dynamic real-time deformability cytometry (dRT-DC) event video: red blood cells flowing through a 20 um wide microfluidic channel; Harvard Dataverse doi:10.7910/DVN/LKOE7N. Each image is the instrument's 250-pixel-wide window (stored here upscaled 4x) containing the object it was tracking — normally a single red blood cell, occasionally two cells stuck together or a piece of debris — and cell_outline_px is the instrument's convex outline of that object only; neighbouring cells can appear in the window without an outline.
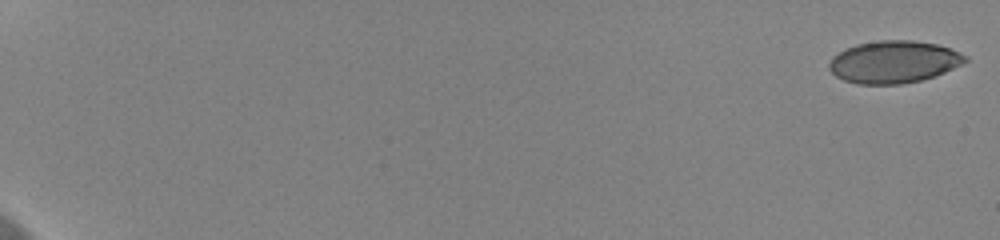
{"species": "human", "species_latin": "Homo sapiens", "temperature_condition": "cold", "stored_images_in_passage": 34, "camera_frame_rate_fps": 3000, "um_per_image_px": 0.085, "donor": {"sex": "female"}, "frame": {"image": 1, "passage_image": 1, "time_ms": 0.0, "image_size_px": [1000, 240], "cell_outline_px": [[968, 60], [944, 72], [920, 80], [900, 84], [860, 84], [844, 80], [836, 76], [828, 68], [828, 64], [832, 56], [856, 44], [880, 40], [912, 40], [936, 44], [948, 48], [968, 56]], "centroid_in_image_um": [75.94, 5.26], "position_along_channel_um": 9.1, "area_um2": 33.18}}
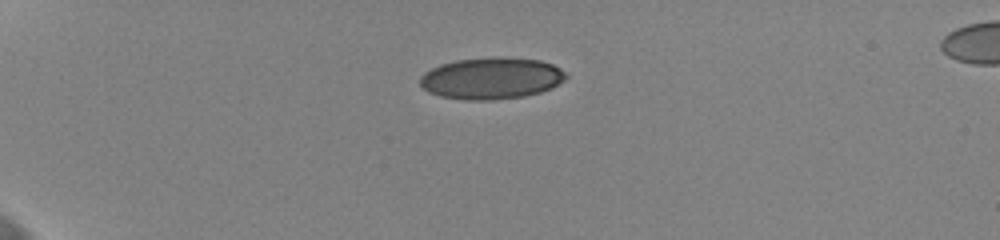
{"frame": {"image": 2, "passage_image": 17, "time_ms": 5.333, "image_size_px": [1000, 240], "cell_outline_px": [[568, 76], [564, 80], [552, 88], [540, 92], [524, 96], [492, 100], [464, 100], [440, 96], [428, 92], [420, 84], [420, 76], [424, 72], [440, 64], [456, 60], [496, 56], [500, 56], [540, 60], [552, 64], [560, 68]], "centroid_in_image_um": [41.76, 6.65], "position_along_channel_um": 43.2, "area_um2": 35.66}}
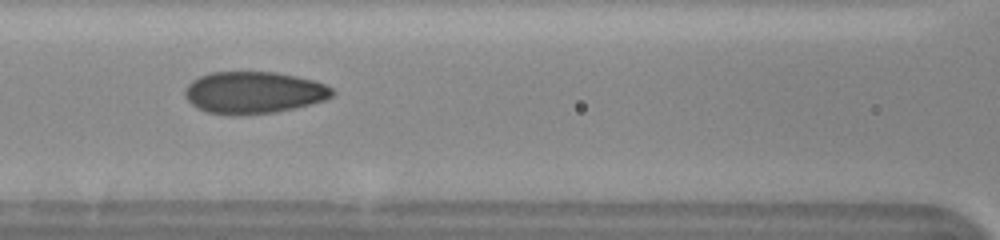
{"frame": {"image": 3, "passage_image": 30, "time_ms": 9.667, "image_size_px": [1000, 240], "cell_outline_px": [[336, 92], [332, 96], [324, 100], [276, 112], [232, 116], [208, 112], [196, 108], [184, 96], [184, 88], [192, 80], [200, 76], [212, 72], [276, 72], [296, 76], [312, 80], [324, 84], [332, 88]], "centroid_in_image_um": [21.52, 7.87], "position_along_channel_um": 145.1, "area_um2": 36.07}}